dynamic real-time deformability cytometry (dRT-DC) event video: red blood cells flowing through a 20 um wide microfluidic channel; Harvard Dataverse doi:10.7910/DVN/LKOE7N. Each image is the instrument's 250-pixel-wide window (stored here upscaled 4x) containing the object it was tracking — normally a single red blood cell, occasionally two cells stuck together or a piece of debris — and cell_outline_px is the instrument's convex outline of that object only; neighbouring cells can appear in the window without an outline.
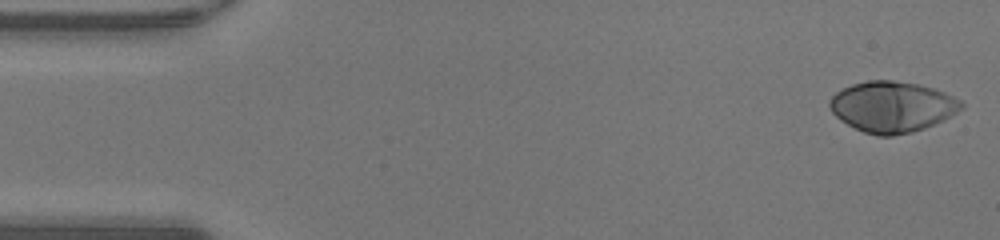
{"species": "human", "species_latin": "Homo sapiens", "temperature_condition": "warm", "stored_images_in_passage": 47, "camera_frame_rate_fps": 3000, "um_per_image_px": 0.085, "donor": {"sex": "male"}, "frame": {"image": 1, "passage_image": 1, "time_ms": 0.0, "image_size_px": [1000, 240], "cell_outline_px": [[964, 108], [944, 120], [924, 128], [912, 132], [892, 136], [876, 136], [864, 132], [840, 120], [832, 112], [828, 104], [828, 100], [836, 92], [852, 84], [868, 80], [892, 80], [920, 84], [944, 92], [960, 100], [964, 104]], "centroid_in_image_um": [75.84, 9.07], "position_along_channel_um": 9.2, "area_um2": 39.07}}
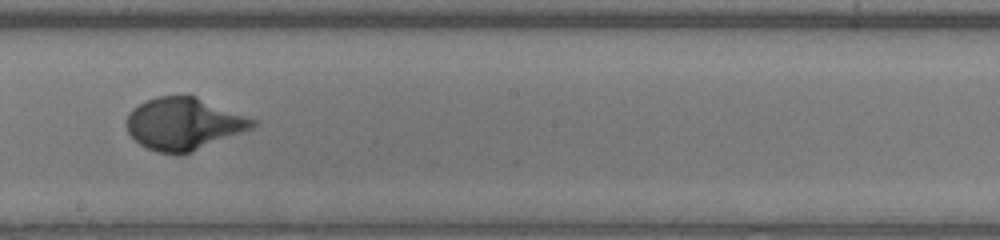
{"frame": {"image": 2, "passage_image": 26, "time_ms": 8.333, "image_size_px": [1000, 240], "cell_outline_px": [[256, 124], [252, 128], [180, 156], [176, 156], [156, 152], [140, 144], [128, 132], [124, 124], [132, 108], [144, 100], [156, 96], [196, 96], [256, 120]], "centroid_in_image_um": [15.56, 10.53], "position_along_channel_um": 232.6, "area_um2": 38.26}}
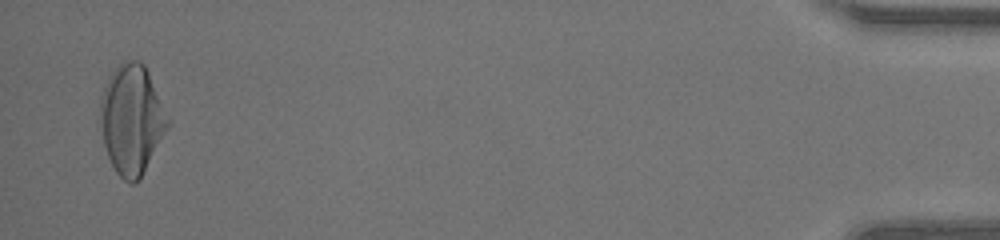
{"frame": {"image": 3, "passage_image": 46, "time_ms": 15.0, "image_size_px": [1000, 240], "cell_outline_px": [[172, 120], [168, 128], [140, 180], [132, 184], [124, 180], [116, 172], [108, 156], [96, 124], [100, 96], [108, 76], [120, 60], [140, 60], [144, 64]], "centroid_in_image_um": [11.16, 10.13], "position_along_channel_um": 424.0, "area_um2": 44.45}, "authors_computed_cell_mechanics": {"area_um2": 38.3214, "velocity_mm_per_s": 4.29, "shape_relaxation_time_tau1_ms": 3.9137, "shape_relaxation_time_tau2_ms": null, "deformation_change_tau1": 0.2605, "deformation_change_tau2": null}}